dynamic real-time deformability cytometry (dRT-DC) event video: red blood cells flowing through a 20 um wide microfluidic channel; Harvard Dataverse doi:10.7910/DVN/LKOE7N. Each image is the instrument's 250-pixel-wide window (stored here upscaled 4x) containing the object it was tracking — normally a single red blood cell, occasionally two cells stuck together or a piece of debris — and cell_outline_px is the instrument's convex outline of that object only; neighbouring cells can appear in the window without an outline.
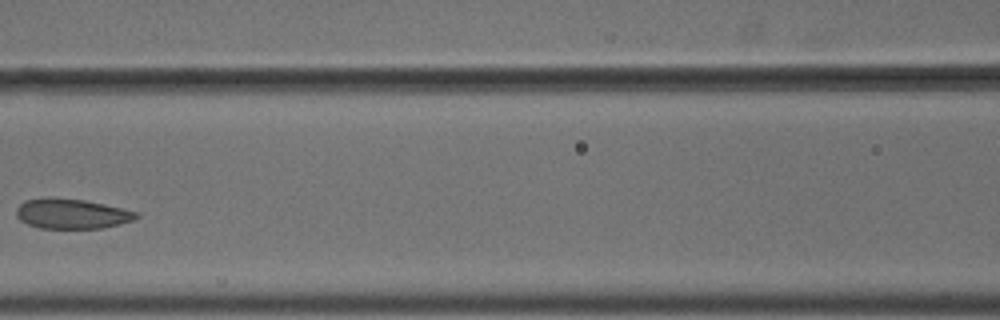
{"species": "common noctule bat (a hibernating species)", "species_latin": "Nyctalus noctula", "temperature_condition": "cold", "stored_images_in_passage": 6, "camera_frame_rate_fps": 3000, "um_per_image_px": 0.085, "animal": {"sex": "male", "body_mass_g": 18.8}, "frame": {"image": 1, "passage_image": 5, "time_ms": 1.333, "image_size_px": [1000, 320], "cell_outline_px": [[140, 216], [136, 220], [104, 228], [40, 228], [28, 224], [20, 220], [16, 216], [16, 208], [24, 200], [48, 196], [84, 200], [104, 204], [140, 212]], "centroid_in_image_um": [6.12, 18.16], "position_along_channel_um": 160.5, "area_um2": 21.33}}
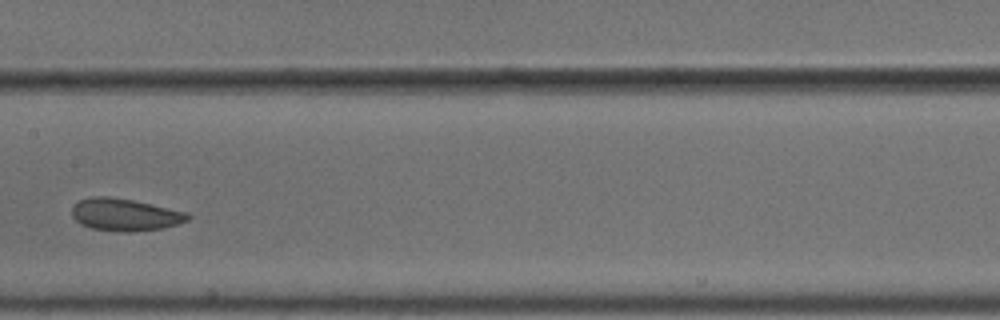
{"frame": {"image": 2, "passage_image": 6, "time_ms": 1.667, "image_size_px": [1000, 320], "cell_outline_px": [[192, 216], [188, 220], [176, 224], [160, 228], [132, 232], [116, 232], [92, 228], [80, 224], [72, 216], [72, 208], [80, 200], [92, 196], [108, 196], [132, 200], [152, 204], [188, 212]], "centroid_in_image_um": [10.62, 18.25], "position_along_channel_um": 196.8, "area_um2": 21.79}}